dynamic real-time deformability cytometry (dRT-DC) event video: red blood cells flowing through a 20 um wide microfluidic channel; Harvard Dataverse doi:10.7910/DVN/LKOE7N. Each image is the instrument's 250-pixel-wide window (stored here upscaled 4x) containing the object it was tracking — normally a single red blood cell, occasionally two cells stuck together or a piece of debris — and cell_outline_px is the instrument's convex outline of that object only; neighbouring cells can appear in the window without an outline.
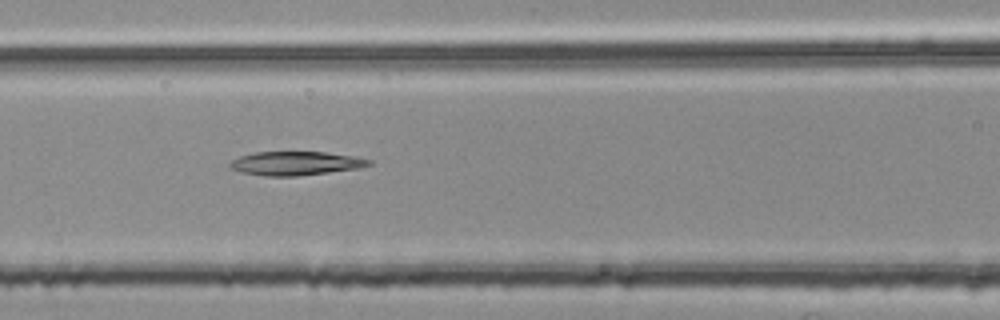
{"species": "common noctule bat (a hibernating species)", "species_latin": "Nyctalus noctula", "temperature_condition": "room temperature", "stored_images_in_passage": 55, "segment_of_instrument_passage": [2, 2], "camera_frame_rate_fps": 3000, "um_per_image_px": 0.085, "animal": {"sex": "female", "body_mass_g": 25.1}, "frame": {"image": 1, "passage_image": 23, "time_ms": 7.333, "image_size_px": [1000, 320], "cell_outline_px": [[372, 164], [360, 168], [296, 176], [264, 176], [244, 172], [232, 168], [228, 164], [232, 160], [240, 156], [256, 152], [328, 152], [356, 156], [372, 160]], "centroid_in_image_um": [25.19, 13.87], "position_along_channel_um": 141.4, "area_um2": 19.19}}
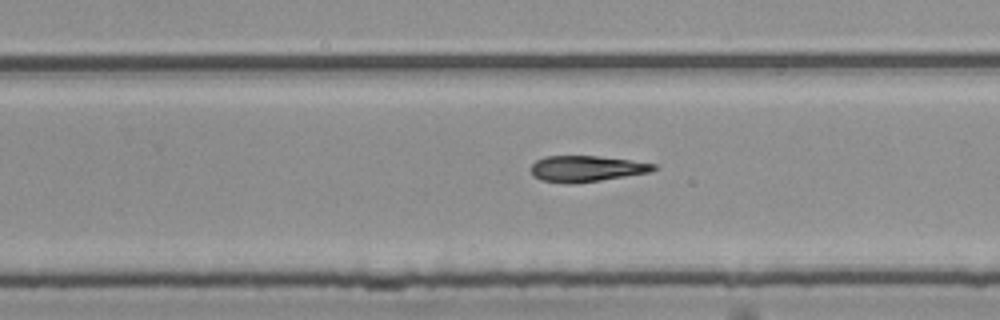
{"frame": {"image": 2, "passage_image": 34, "time_ms": 11.0, "image_size_px": [1000, 320], "cell_outline_px": [[660, 168], [652, 172], [600, 180], [572, 184], [568, 184], [540, 180], [532, 176], [532, 164], [536, 160], [544, 156], [596, 156], [628, 160], [656, 164]], "centroid_in_image_um": [49.85, 14.34], "position_along_channel_um": 280.0, "area_um2": 18.67}}
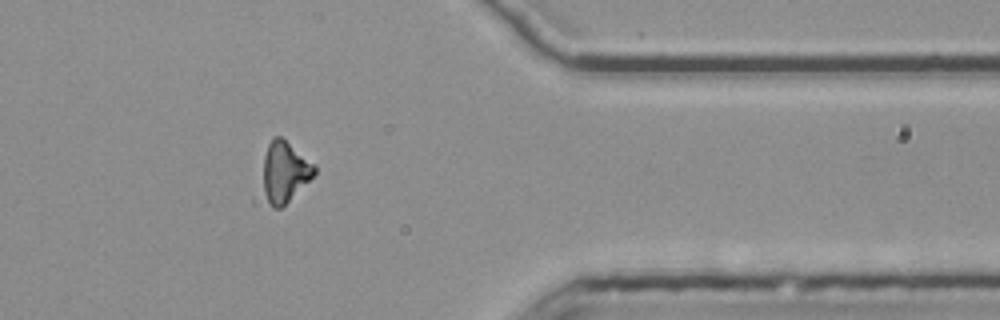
{"frame": {"image": 3, "passage_image": 44, "time_ms": 14.333, "image_size_px": [1000, 320], "cell_outline_px": [[316, 172], [280, 208], [272, 208], [264, 192], [264, 156], [268, 144], [272, 136], [280, 136], [316, 164]], "centroid_in_image_um": [24.2, 14.55], "position_along_channel_um": 387.2, "area_um2": 17.74}}